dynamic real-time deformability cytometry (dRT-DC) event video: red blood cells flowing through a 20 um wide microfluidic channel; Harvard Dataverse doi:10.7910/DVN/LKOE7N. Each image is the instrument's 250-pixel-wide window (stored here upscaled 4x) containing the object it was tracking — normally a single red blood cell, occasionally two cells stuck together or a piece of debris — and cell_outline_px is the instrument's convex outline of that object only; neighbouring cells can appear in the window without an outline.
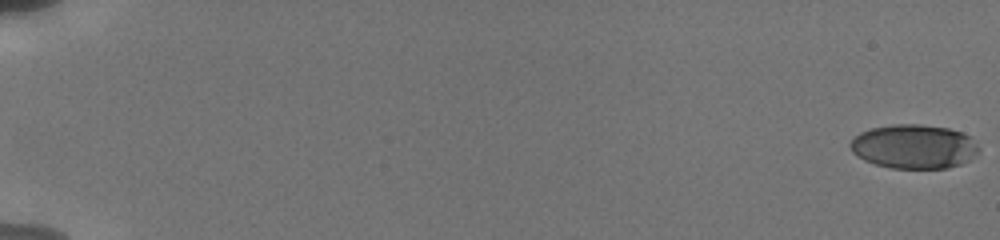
{"species": "human", "species_latin": "Homo sapiens", "temperature_condition": "cold", "stored_images_in_passage": 29, "camera_frame_rate_fps": 3000, "um_per_image_px": 0.085, "donor": {"sex": "male"}, "frame": {"image": 1, "passage_image": 1, "time_ms": 0.0, "image_size_px": [1000, 240], "cell_outline_px": [[980, 148], [968, 160], [960, 164], [948, 168], [892, 168], [876, 164], [864, 160], [852, 152], [848, 144], [860, 132], [872, 128], [892, 124], [920, 124], [948, 128], [960, 132], [968, 136]], "centroid_in_image_um": [77.65, 12.45], "position_along_channel_um": 7.4, "area_um2": 32.77}}
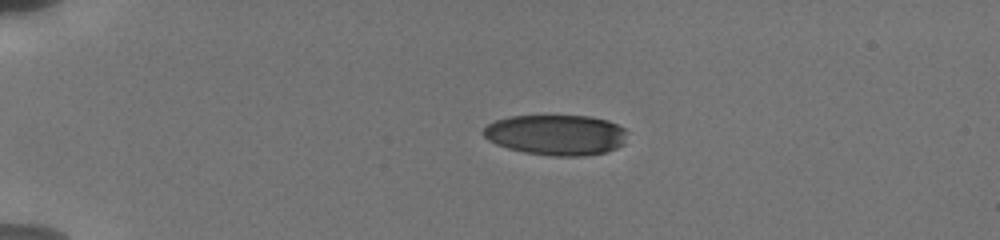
{"frame": {"image": 2, "passage_image": 20, "time_ms": 4.667, "image_size_px": [1000, 240], "cell_outline_px": [[628, 132], [624, 144], [616, 148], [604, 152], [584, 156], [552, 156], [524, 152], [508, 148], [496, 144], [488, 140], [480, 132], [488, 124], [496, 120], [508, 116], [592, 116], [608, 120], [624, 128]], "centroid_in_image_um": [47.28, 11.46], "position_along_channel_um": 37.7, "area_um2": 34.16}}